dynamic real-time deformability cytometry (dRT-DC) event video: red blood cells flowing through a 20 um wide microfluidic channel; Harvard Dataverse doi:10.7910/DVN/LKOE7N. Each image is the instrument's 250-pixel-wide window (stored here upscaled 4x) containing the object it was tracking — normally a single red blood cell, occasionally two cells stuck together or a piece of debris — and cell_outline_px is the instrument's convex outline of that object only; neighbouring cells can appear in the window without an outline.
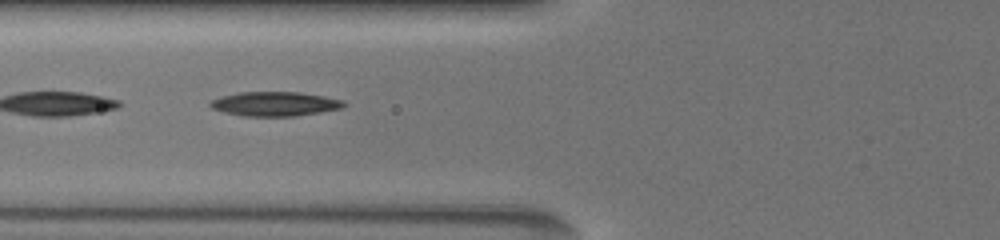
{"species": "common noctule bat (a hibernating species)", "species_latin": "Nyctalus noctula", "temperature_condition": "warm", "stored_images_in_passage": 20, "camera_frame_rate_fps": 3000, "um_per_image_px": 0.085, "animal": {"sex": "female", "body_mass_g": 19.5, "forearm_length_mm": 54.1}, "frame": {"image": 1, "passage_image": 9, "time_ms": 2.667, "image_size_px": [1000, 240], "cell_outline_px": [[348, 104], [340, 108], [320, 112], [292, 116], [248, 116], [224, 112], [212, 108], [208, 104], [212, 100], [220, 96], [236, 92], [300, 92], [324, 96], [344, 100]], "centroid_in_image_um": [23.36, 8.82], "position_along_channel_um": 102.4, "area_um2": 18.9}}